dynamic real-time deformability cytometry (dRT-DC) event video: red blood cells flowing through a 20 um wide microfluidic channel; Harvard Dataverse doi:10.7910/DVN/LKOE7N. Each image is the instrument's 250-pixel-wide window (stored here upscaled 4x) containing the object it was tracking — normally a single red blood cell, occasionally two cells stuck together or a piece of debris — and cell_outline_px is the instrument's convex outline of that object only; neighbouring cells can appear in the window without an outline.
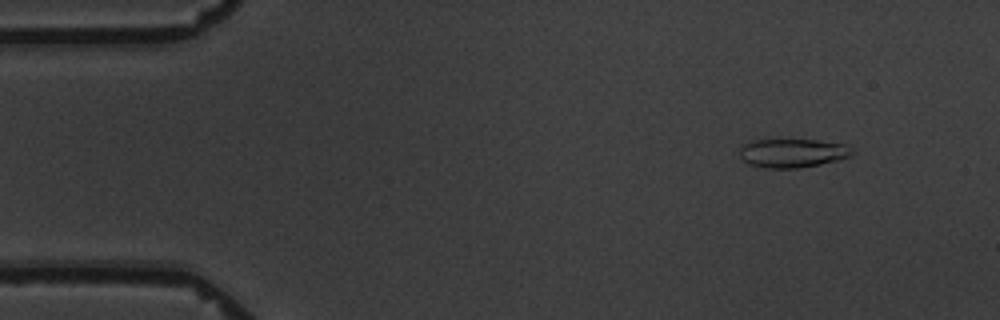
{"species": "common noctule bat (a hibernating species)", "species_latin": "Nyctalus noctula", "temperature_condition": "warm", "stored_images_in_passage": 3, "camera_frame_rate_fps": 3000, "um_per_image_px": 0.085, "animal": {"sex": "male", "body_mass_g": 19.5, "forearm_length_mm": 54.6}, "frame": {"image": 1, "passage_image": 1, "time_ms": 0.0, "image_size_px": [1000, 320], "cell_outline_px": [[852, 156], [840, 160], [820, 164], [796, 168], [764, 168], [748, 164], [740, 156], [740, 148], [744, 144], [752, 140], [816, 140], [844, 144], [852, 148]], "centroid_in_image_um": [67.37, 13.01], "position_along_channel_um": 17.6, "area_um2": 18.84}}